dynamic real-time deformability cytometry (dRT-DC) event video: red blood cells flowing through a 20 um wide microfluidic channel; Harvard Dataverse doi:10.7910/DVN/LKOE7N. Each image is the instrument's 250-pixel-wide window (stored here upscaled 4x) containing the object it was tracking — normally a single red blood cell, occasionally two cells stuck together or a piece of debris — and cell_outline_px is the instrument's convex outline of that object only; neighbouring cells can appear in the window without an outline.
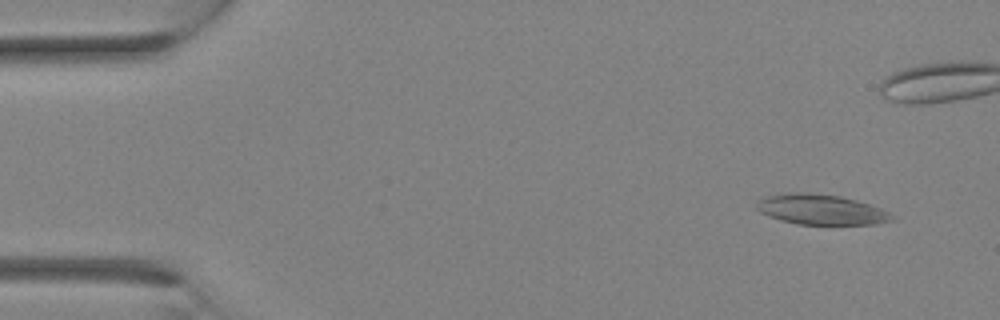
{"species": "Egyptian fruit bat (a non-hibernating species)", "species_latin": "Rousettus aegyptiacus", "temperature_condition": "room temperature", "stored_images_in_passage": 4, "camera_frame_rate_fps": 3000, "um_per_image_px": 0.085, "animal": {"sex": "female"}, "frame": {"image": 1, "passage_image": 1, "time_ms": 0.0, "image_size_px": [1000, 320], "cell_outline_px": [[896, 220], [876, 224], [796, 224], [780, 220], [768, 216], [760, 212], [756, 208], [756, 200], [764, 196], [784, 192], [808, 192], [840, 196], [856, 200], [880, 208], [896, 216]], "centroid_in_image_um": [69.75, 17.8], "position_along_channel_um": 15.3, "area_um2": 24.16}}